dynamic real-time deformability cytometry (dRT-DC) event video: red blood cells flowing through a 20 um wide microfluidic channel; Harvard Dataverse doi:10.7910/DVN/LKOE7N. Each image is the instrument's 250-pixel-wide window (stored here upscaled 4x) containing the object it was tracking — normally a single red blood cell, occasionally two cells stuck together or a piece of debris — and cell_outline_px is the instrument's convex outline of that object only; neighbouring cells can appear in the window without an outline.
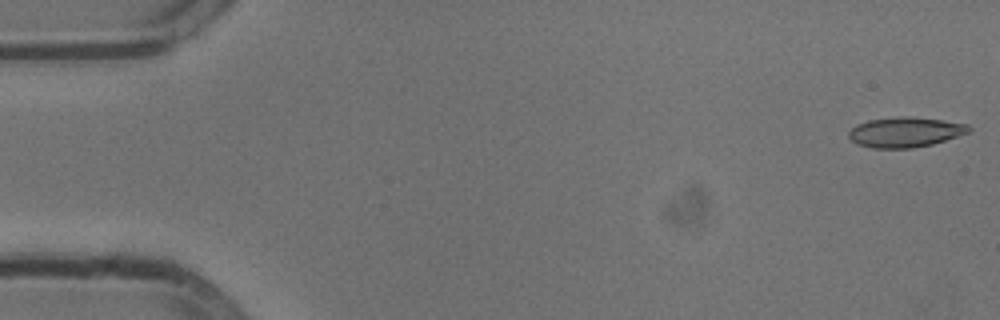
{"species": "common noctule bat (a hibernating species)", "species_latin": "Nyctalus noctula", "temperature_condition": "cold", "stored_images_in_passage": 9, "camera_frame_rate_fps": 3000, "um_per_image_px": 0.085, "animal": {"sex": "male", "body_mass_g": 13.3}, "frame": {"image": 1, "passage_image": 1, "time_ms": 0.0, "image_size_px": [1000, 320], "cell_outline_px": [[972, 132], [932, 144], [912, 148], [872, 148], [856, 144], [848, 136], [848, 132], [856, 124], [868, 120], [900, 116], [912, 116], [968, 124], [972, 128]], "centroid_in_image_um": [76.95, 11.23], "position_along_channel_um": 8.0, "area_um2": 21.21}}